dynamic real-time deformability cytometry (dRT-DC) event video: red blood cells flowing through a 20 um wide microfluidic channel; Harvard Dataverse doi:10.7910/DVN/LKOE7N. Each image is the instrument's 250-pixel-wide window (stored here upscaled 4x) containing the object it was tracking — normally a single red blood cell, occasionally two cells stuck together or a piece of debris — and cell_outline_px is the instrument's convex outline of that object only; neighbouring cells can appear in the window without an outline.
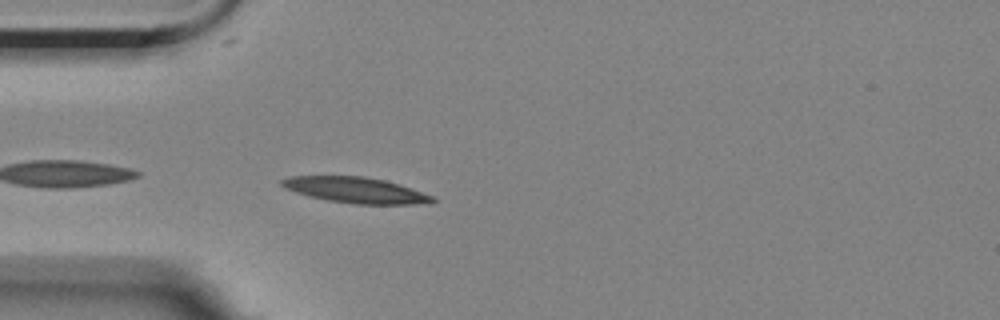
{"species": "Egyptian fruit bat (a non-hibernating species)", "species_latin": "Rousettus aegyptiacus", "temperature_condition": "room temperature", "stored_images_in_passage": 4, "camera_frame_rate_fps": 3000, "um_per_image_px": 0.085, "animal": {"sex": "female"}, "frame": {"image": 1, "passage_image": 4, "time_ms": 4.0, "image_size_px": [1000, 320], "cell_outline_px": [[436, 200], [416, 204], [356, 204], [328, 200], [308, 196], [296, 192], [280, 184], [280, 180], [288, 176], [364, 176], [384, 180], [400, 184], [432, 196]], "centroid_in_image_um": [30.2, 16.15], "position_along_channel_um": 54.8, "area_um2": 22.31}}